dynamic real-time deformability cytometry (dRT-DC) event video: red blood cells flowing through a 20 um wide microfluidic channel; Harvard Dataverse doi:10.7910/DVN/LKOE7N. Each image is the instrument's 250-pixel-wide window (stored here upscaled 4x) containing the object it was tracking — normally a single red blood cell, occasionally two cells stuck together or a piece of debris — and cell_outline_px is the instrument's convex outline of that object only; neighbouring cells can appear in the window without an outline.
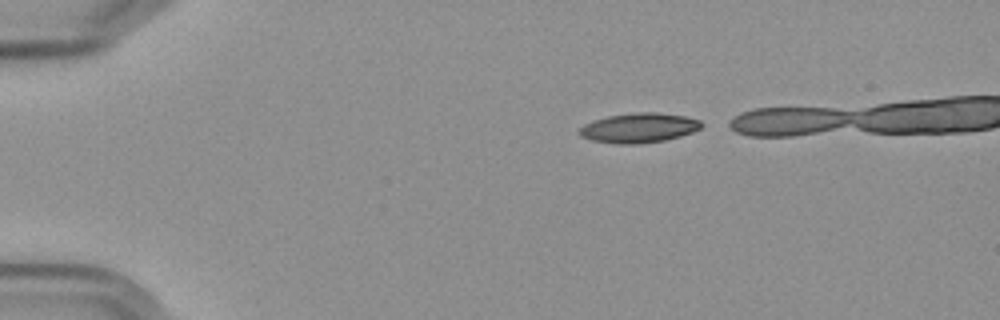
{"species": "Egyptian fruit bat (a non-hibernating species)", "species_latin": "Rousettus aegyptiacus", "temperature_condition": "cold", "stored_images_in_passage": 37, "camera_frame_rate_fps": 3000, "um_per_image_px": 0.085, "frame": {"image": 1, "passage_image": 1, "time_ms": 0.0, "image_size_px": [1000, 320], "cell_outline_px": [[704, 124], [700, 128], [692, 132], [680, 136], [664, 140], [636, 144], [616, 144], [592, 140], [580, 136], [576, 132], [584, 124], [608, 116], [644, 112], [656, 112], [684, 116], [700, 120]], "centroid_in_image_um": [54.3, 10.88], "position_along_channel_um": 30.7, "area_um2": 20.92}}
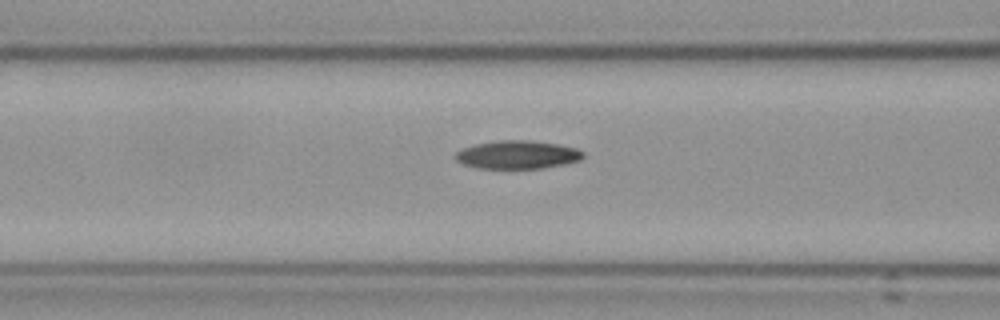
{"frame": {"image": 2, "passage_image": 14, "time_ms": 4.333, "image_size_px": [1000, 320], "cell_outline_px": [[584, 156], [580, 160], [564, 164], [544, 168], [476, 168], [464, 164], [456, 160], [452, 156], [460, 148], [476, 144], [496, 140], [532, 140], [556, 144], [576, 148], [584, 152]], "centroid_in_image_um": [43.95, 13.14], "position_along_channel_um": 122.7, "area_um2": 21.15}}
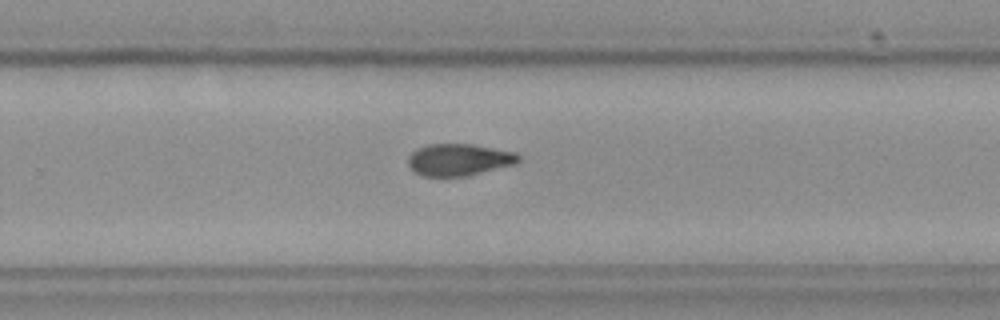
{"frame": {"image": 3, "passage_image": 28, "time_ms": 9.0, "image_size_px": [1000, 320], "cell_outline_px": [[520, 160], [516, 164], [468, 176], [420, 176], [408, 164], [408, 156], [416, 148], [428, 144], [472, 144], [516, 152], [520, 156]], "centroid_in_image_um": [39.03, 13.57], "position_along_channel_um": 290.8, "area_um2": 20.69}}